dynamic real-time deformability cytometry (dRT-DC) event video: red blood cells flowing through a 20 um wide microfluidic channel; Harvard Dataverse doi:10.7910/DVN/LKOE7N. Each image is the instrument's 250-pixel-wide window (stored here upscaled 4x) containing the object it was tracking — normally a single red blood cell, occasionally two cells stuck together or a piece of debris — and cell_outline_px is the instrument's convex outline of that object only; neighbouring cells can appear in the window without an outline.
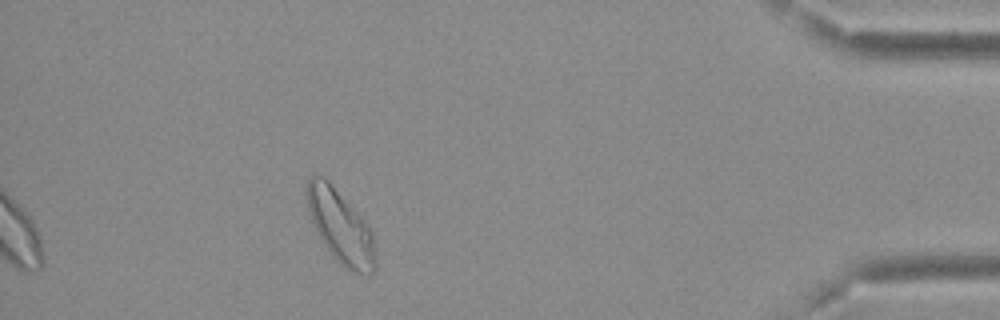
{"species": "Egyptian fruit bat (a non-hibernating species)", "species_latin": "Rousettus aegyptiacus", "temperature_condition": "cold", "stored_images_in_passage": 38, "segment_of_instrument_passage": [2, 2], "camera_frame_rate_fps": 3000, "um_per_image_px": 0.085, "frame": {"image": 1, "passage_image": 38, "time_ms": 12.333, "image_size_px": [1000, 320], "cell_outline_px": [[376, 272], [368, 276], [364, 276], [344, 268], [324, 244], [312, 220], [308, 208], [308, 180], [312, 176], [324, 176], [328, 180], [356, 212], [372, 232], [376, 256]], "centroid_in_image_um": [29.0, 19.35], "position_along_channel_um": 406.2, "area_um2": 28.5}}